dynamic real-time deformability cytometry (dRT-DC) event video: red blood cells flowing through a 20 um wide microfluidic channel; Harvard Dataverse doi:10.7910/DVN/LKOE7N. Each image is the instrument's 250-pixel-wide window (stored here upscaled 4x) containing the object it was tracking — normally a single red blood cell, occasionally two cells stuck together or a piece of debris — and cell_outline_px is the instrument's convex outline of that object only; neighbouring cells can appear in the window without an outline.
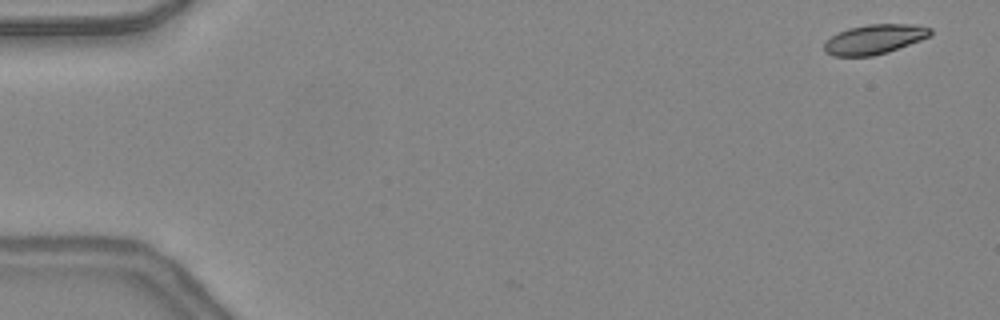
{"species": "common noctule bat (a hibernating species)", "species_latin": "Nyctalus noctula", "temperature_condition": "warm", "stored_images_in_passage": 47, "camera_frame_rate_fps": 3000, "um_per_image_px": 0.085, "animal": {"sex": "female", "body_mass_g": 24.6, "forearm_length_mm": 56.2}, "frame": {"image": 1, "passage_image": 2, "time_ms": 0.333, "image_size_px": [1000, 320], "cell_outline_px": [[932, 32], [928, 36], [920, 40], [888, 52], [872, 56], [832, 56], [824, 52], [824, 44], [832, 36], [848, 28], [868, 24], [912, 24], [932, 28]], "centroid_in_image_um": [74.31, 3.34], "position_along_channel_um": 10.7, "area_um2": 18.21}}
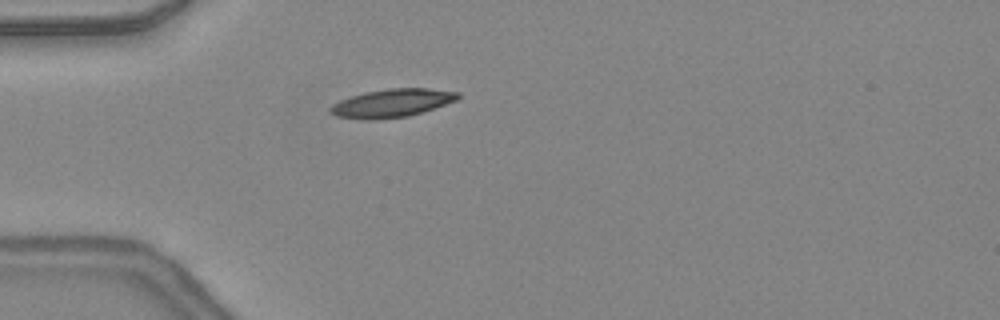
{"frame": {"image": 2, "passage_image": 14, "time_ms": 4.333, "image_size_px": [1000, 320], "cell_outline_px": [[460, 96], [456, 100], [424, 112], [408, 116], [376, 120], [336, 116], [328, 112], [328, 108], [332, 104], [340, 100], [364, 92], [388, 88], [428, 88], [460, 92]], "centroid_in_image_um": [33.31, 8.76], "position_along_channel_um": 51.7, "area_um2": 21.04}}
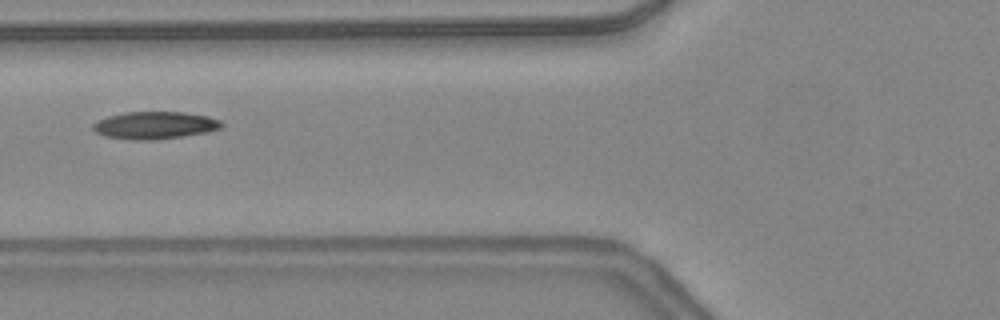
{"frame": {"image": 3, "passage_image": 19, "time_ms": 6.0, "image_size_px": [1000, 320], "cell_outline_px": [[224, 124], [220, 128], [208, 132], [156, 140], [136, 140], [104, 136], [96, 132], [92, 128], [92, 124], [96, 120], [108, 116], [124, 112], [184, 112], [208, 116], [220, 120]], "centroid_in_image_um": [13.14, 10.64], "position_along_channel_um": 112.7, "area_um2": 20.63}, "authors_computed_cell_mechanics": {"area_um2": 19.941, "velocity_mm_per_s": 4.3629, "shape_relaxation_time_tau1_ms": 5.5657, "shape_relaxation_time_tau2_ms": 6.1069, "deformation_change_tau1": 0.1396, "deformation_change_tau2": 0.1591}}